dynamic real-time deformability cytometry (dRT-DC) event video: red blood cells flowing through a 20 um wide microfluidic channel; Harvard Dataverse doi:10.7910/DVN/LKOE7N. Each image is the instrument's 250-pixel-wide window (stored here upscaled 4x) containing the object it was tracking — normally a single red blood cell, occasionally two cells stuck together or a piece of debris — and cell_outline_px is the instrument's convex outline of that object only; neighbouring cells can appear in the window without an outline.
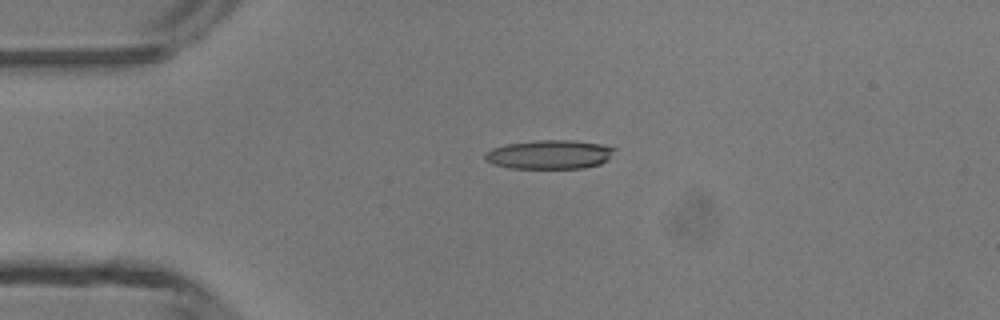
{"species": "common noctule bat (a hibernating species)", "species_latin": "Nyctalus noctula", "temperature_condition": "room temperature", "stored_images_in_passage": 5, "camera_frame_rate_fps": 3000, "um_per_image_px": 0.085, "animal": {"sex": "male", "body_mass_g": 13.3}, "frame": {"image": 1, "passage_image": 5, "time_ms": 4.667, "image_size_px": [1000, 320], "cell_outline_px": [[616, 148], [608, 160], [600, 164], [584, 168], [508, 168], [492, 164], [484, 160], [484, 156], [492, 148], [508, 144], [536, 140], [572, 140], [600, 144]], "centroid_in_image_um": [46.71, 13.14], "position_along_channel_um": 38.3, "area_um2": 21.85}}